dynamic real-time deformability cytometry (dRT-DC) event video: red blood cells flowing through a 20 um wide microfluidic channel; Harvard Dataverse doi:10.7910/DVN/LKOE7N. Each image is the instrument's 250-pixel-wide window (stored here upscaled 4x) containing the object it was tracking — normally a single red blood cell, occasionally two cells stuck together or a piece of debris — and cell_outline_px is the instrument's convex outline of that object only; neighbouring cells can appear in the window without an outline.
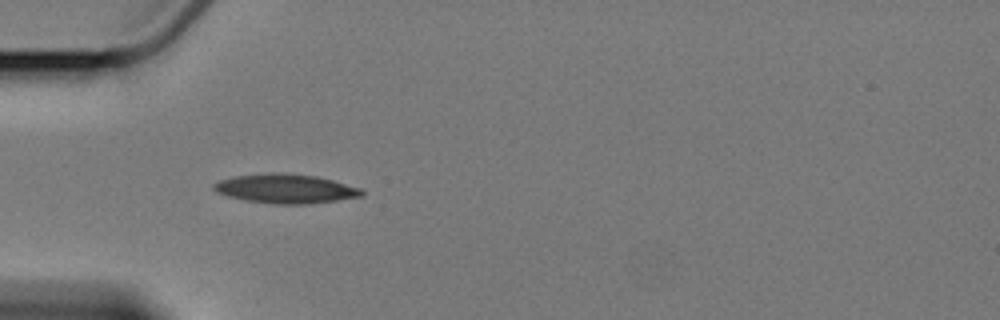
{"species": "Egyptian fruit bat (a non-hibernating species)", "species_latin": "Rousettus aegyptiacus", "temperature_condition": "cold", "stored_images_in_passage": 3, "camera_frame_rate_fps": 3000, "um_per_image_px": 0.085, "animal": {"sex": "female"}, "frame": {"image": 1, "passage_image": 1, "time_ms": 0.0, "image_size_px": [1000, 320], "cell_outline_px": [[364, 196], [308, 204], [276, 204], [248, 200], [228, 196], [216, 192], [212, 188], [212, 184], [220, 180], [236, 176], [272, 172], [316, 176], [332, 180], [360, 188], [364, 192]], "centroid_in_image_um": [24.27, 16.04], "position_along_channel_um": 60.7, "area_um2": 24.91}}
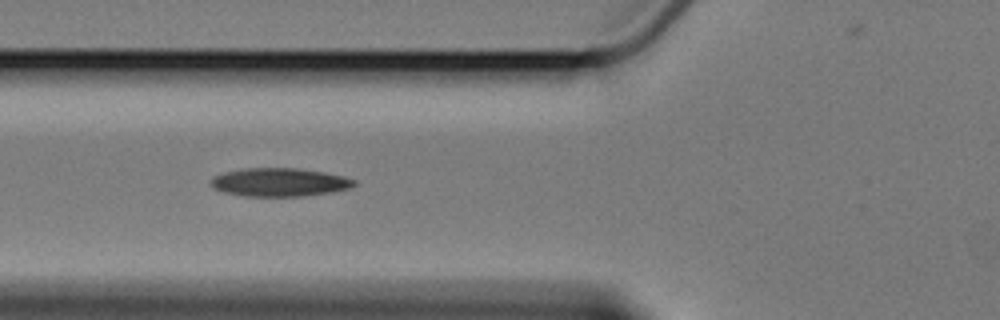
{"frame": {"image": 2, "passage_image": 2, "time_ms": 1.333, "image_size_px": [1000, 320], "cell_outline_px": [[356, 184], [348, 188], [332, 192], [304, 196], [244, 196], [224, 192], [212, 188], [208, 184], [212, 176], [224, 172], [244, 168], [296, 168], [324, 172], [344, 176], [356, 180]], "centroid_in_image_um": [23.71, 15.49], "position_along_channel_um": 102.1, "area_um2": 23.87}}
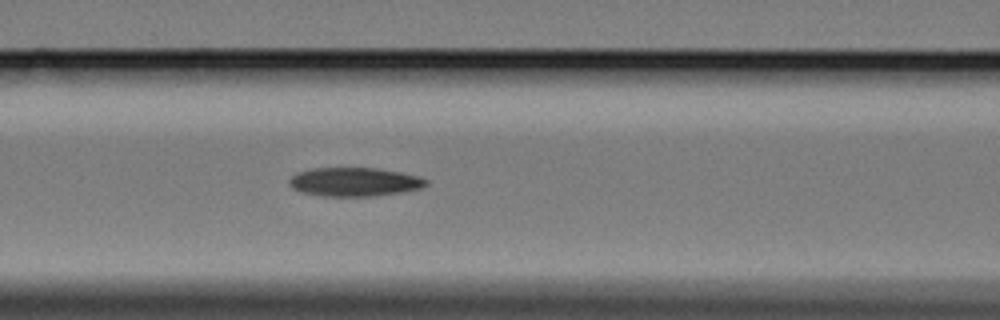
{"frame": {"image": 3, "passage_image": 3, "time_ms": 2.333, "image_size_px": [1000, 320], "cell_outline_px": [[428, 184], [420, 188], [404, 192], [372, 196], [324, 196], [304, 192], [292, 188], [288, 184], [288, 180], [296, 172], [312, 168], [376, 168], [400, 172], [420, 176], [428, 180]], "centroid_in_image_um": [30.13, 15.45], "position_along_channel_um": 136.5, "area_um2": 23.0}}